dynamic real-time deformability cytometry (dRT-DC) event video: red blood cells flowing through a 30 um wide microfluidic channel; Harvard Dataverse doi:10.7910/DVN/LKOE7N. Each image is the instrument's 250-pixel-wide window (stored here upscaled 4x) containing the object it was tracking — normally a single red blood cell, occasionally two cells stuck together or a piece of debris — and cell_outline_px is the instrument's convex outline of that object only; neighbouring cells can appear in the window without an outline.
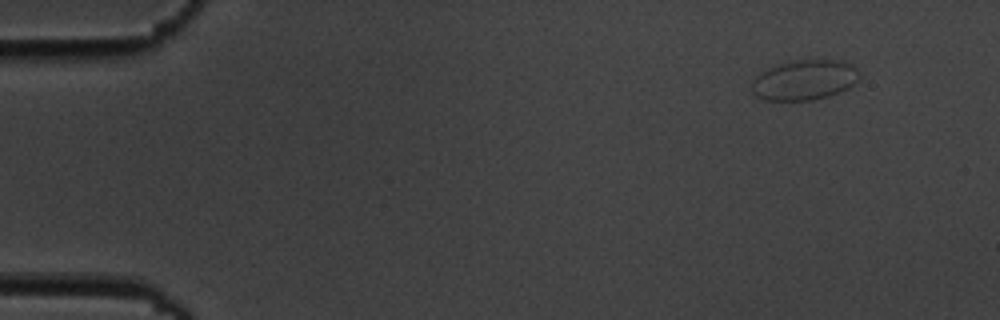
{"species": "common noctule bat (a hibernating species)", "species_latin": "Nyctalus noctula", "temperature_condition": "cold", "stored_images_in_passage": 6, "camera_frame_rate_fps": 3000, "um_per_image_px": 0.085, "animal": {"sex": "male", "body_mass_g": 19.5, "forearm_length_mm": 54.6}, "frame": {"image": 1, "passage_image": 1, "time_ms": 0.0, "image_size_px": [1000, 320], "cell_outline_px": [[860, 76], [848, 88], [840, 92], [828, 96], [812, 100], [764, 100], [756, 96], [752, 92], [752, 80], [764, 68], [788, 60], [844, 60], [852, 64], [860, 72]], "centroid_in_image_um": [68.35, 6.78], "position_along_channel_um": 16.6, "area_um2": 25.55}}
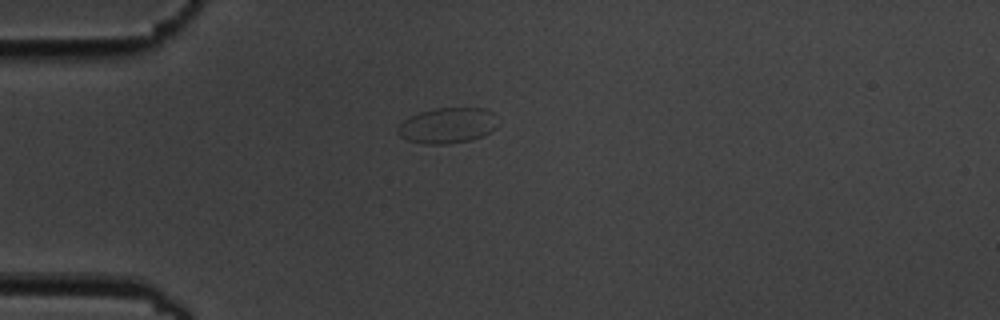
{"frame": {"image": 2, "passage_image": 4, "time_ms": 3.333, "image_size_px": [1000, 320], "cell_outline_px": [[500, 124], [496, 128], [484, 136], [472, 140], [448, 144], [424, 144], [408, 140], [400, 136], [396, 132], [396, 128], [404, 120], [420, 112], [436, 108], [484, 108], [492, 112]], "centroid_in_image_um": [38.07, 10.68], "position_along_channel_um": 46.9, "area_um2": 20.98}}
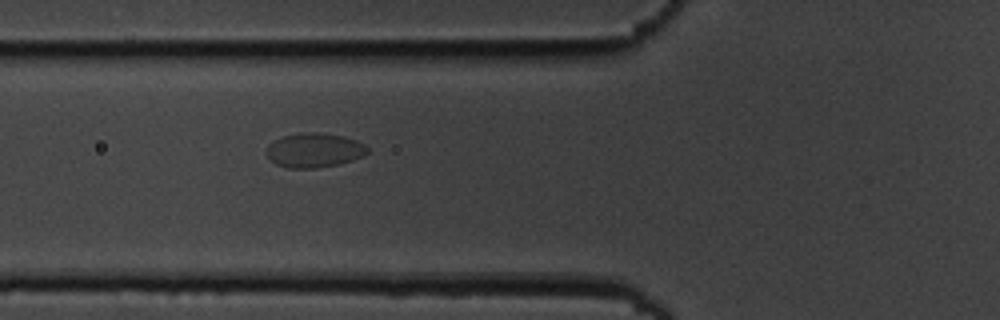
{"frame": {"image": 3, "passage_image": 6, "time_ms": 5.333, "image_size_px": [1000, 320], "cell_outline_px": [[368, 152], [364, 156], [352, 160], [336, 164], [316, 168], [288, 168], [276, 164], [264, 152], [268, 144], [272, 140], [284, 136], [300, 132], [320, 132], [344, 136], [356, 140], [364, 144], [368, 148]], "centroid_in_image_um": [26.69, 12.75], "position_along_channel_um": 99.1, "area_um2": 20.4}}